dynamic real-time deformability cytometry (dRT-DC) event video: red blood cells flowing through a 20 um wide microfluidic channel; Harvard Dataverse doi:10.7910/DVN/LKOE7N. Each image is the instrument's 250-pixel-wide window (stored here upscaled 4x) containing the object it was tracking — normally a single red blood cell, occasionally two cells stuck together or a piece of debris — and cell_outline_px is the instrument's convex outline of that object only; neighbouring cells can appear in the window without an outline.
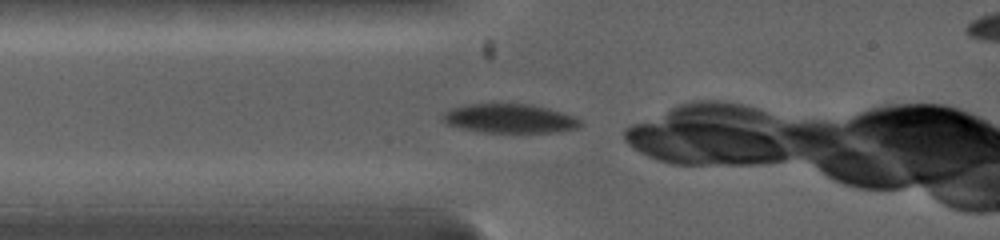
{"species": "common noctule bat (a hibernating species)", "species_latin": "Nyctalus noctula", "temperature_condition": "warm", "stored_images_in_passage": 7, "camera_frame_rate_fps": 5000, "um_per_image_px": 0.085, "animal": {"sex": "female", "body_mass_g": 19.0, "forearm_length_mm": 53.3}, "frame": {"image": 1, "passage_image": 1, "time_ms": 0.0, "image_size_px": [1000, 240], "cell_outline_px": [[580, 128], [560, 132], [484, 132], [464, 128], [448, 124], [440, 120], [444, 112], [452, 108], [464, 104], [528, 104], [548, 108], [572, 116], [580, 120]], "centroid_in_image_um": [43.31, 10.07], "position_along_channel_um": 41.7, "area_um2": 23.12}}
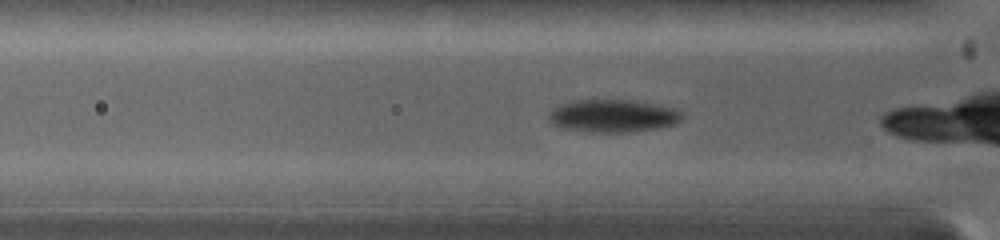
{"frame": {"image": 2, "passage_image": 4, "time_ms": 0.8, "image_size_px": [1000, 240], "cell_outline_px": [[684, 116], [676, 124], [636, 132], [592, 132], [564, 128], [552, 124], [548, 120], [548, 112], [552, 108], [568, 100], [636, 100], [676, 108]], "centroid_in_image_um": [52.08, 9.84], "position_along_channel_um": 73.7, "area_um2": 25.78}}